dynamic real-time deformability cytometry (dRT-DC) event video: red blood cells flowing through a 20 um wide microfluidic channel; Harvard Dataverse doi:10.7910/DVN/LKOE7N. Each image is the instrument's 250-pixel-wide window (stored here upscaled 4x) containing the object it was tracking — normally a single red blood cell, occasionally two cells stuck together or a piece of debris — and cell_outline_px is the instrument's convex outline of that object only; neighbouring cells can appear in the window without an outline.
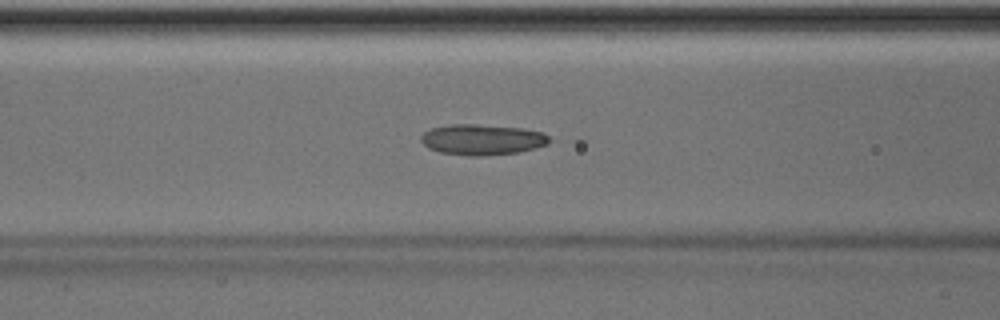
{"species": "Egyptian fruit bat (a non-hibernating species)", "species_latin": "Rousettus aegyptiacus", "temperature_condition": "room temperature", "stored_images_in_passage": 51, "camera_frame_rate_fps": 3000, "um_per_image_px": 0.085, "animal": {"sex": "male"}, "frame": {"image": 1, "passage_image": 21, "time_ms": 6.667, "image_size_px": [1000, 320], "cell_outline_px": [[548, 144], [516, 152], [480, 156], [468, 156], [440, 152], [428, 148], [420, 140], [420, 136], [424, 132], [432, 128], [452, 124], [476, 124], [520, 128], [544, 132], [548, 136]], "centroid_in_image_um": [40.94, 11.86], "position_along_channel_um": 125.7, "area_um2": 22.72}}
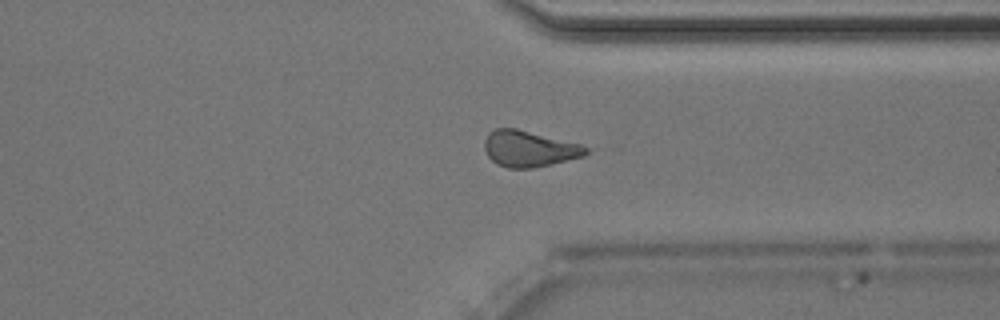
{"frame": {"image": 2, "passage_image": 39, "time_ms": 12.667, "image_size_px": [1000, 320], "cell_outline_px": [[588, 152], [584, 156], [532, 168], [508, 168], [496, 164], [488, 156], [484, 148], [484, 140], [488, 132], [496, 128], [516, 128], [584, 144], [588, 148]], "centroid_in_image_um": [44.97, 12.63], "position_along_channel_um": 366.4, "area_um2": 21.5}}
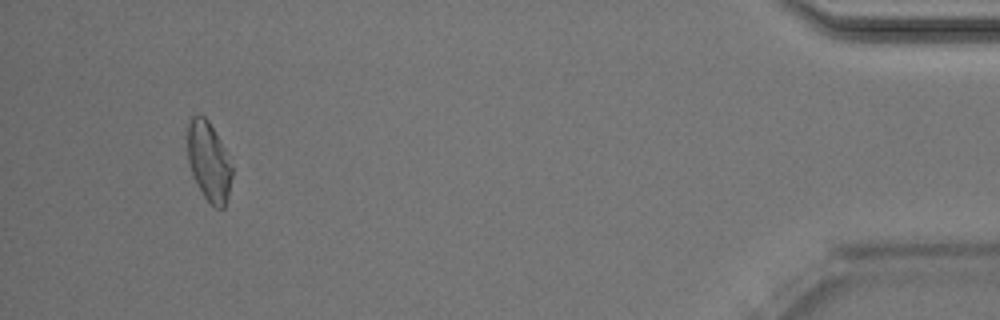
{"frame": {"image": 3, "passage_image": 48, "time_ms": 15.667, "image_size_px": [1000, 320], "cell_outline_px": [[232, 176], [228, 196], [224, 208], [216, 208], [204, 196], [192, 172], [188, 160], [188, 124], [192, 116], [204, 116], [208, 120], [220, 140], [224, 148], [232, 168]], "centroid_in_image_um": [17.76, 13.72], "position_along_channel_um": 417.4, "area_um2": 20.0}, "authors_computed_cell_mechanics": {"area_um2": 22.1374, "velocity_mm_per_s": 4.0057, "shape_relaxation_time_tau1_ms": 5.2102, "shape_relaxation_time_tau2_ms": 2.1985, "deformation_change_tau1": 0.1209, "deformation_change_tau2": 0.091}}